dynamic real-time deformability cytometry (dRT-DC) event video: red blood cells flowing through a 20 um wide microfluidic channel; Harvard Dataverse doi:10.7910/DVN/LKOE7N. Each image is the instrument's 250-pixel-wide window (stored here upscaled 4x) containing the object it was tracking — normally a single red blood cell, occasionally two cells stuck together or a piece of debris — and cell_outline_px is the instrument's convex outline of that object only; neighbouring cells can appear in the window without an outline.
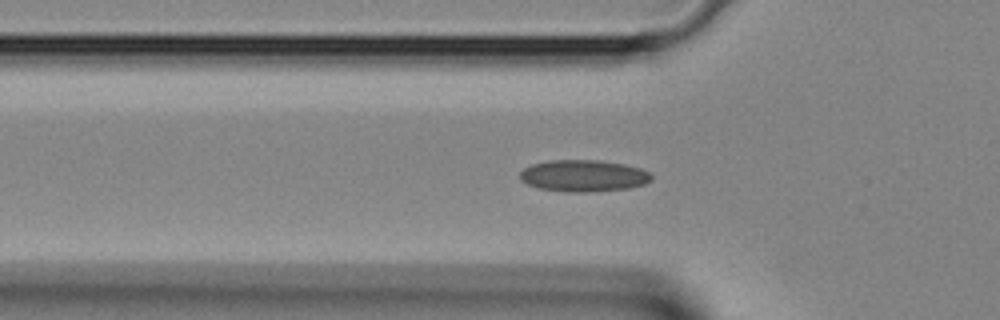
{"species": "Egyptian fruit bat (a non-hibernating species)", "species_latin": "Rousettus aegyptiacus", "temperature_condition": "room temperature", "stored_images_in_passage": 32, "camera_frame_rate_fps": 3000, "um_per_image_px": 0.085, "animal": {"sex": "female"}, "frame": {"image": 1, "passage_image": 4, "time_ms": 1.0, "image_size_px": [1000, 320], "cell_outline_px": [[652, 180], [644, 184], [628, 188], [588, 192], [568, 192], [536, 188], [520, 180], [520, 172], [524, 168], [532, 164], [548, 160], [600, 160], [624, 164], [640, 168], [648, 172], [652, 176]], "centroid_in_image_um": [49.58, 14.94], "position_along_channel_um": 76.2, "area_um2": 24.39}}
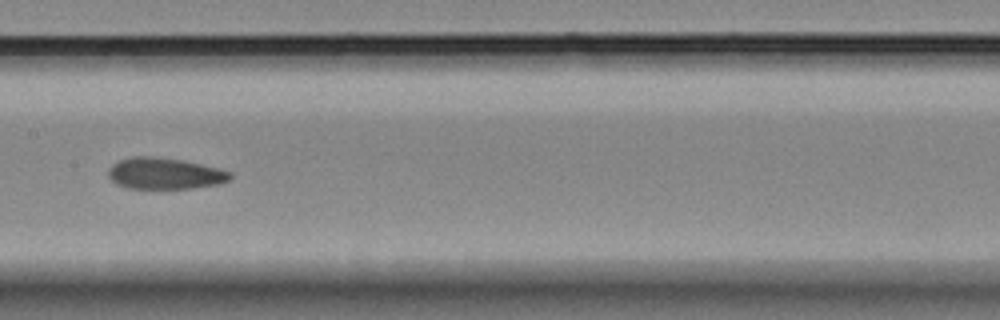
{"frame": {"image": 2, "passage_image": 11, "time_ms": 3.333, "image_size_px": [1000, 320], "cell_outline_px": [[232, 176], [228, 180], [220, 184], [192, 188], [128, 188], [116, 184], [108, 176], [108, 168], [112, 164], [120, 160], [132, 156], [152, 156], [184, 160], [220, 168], [232, 172]], "centroid_in_image_um": [14.01, 14.74], "position_along_channel_um": 193.4, "area_um2": 22.43}}
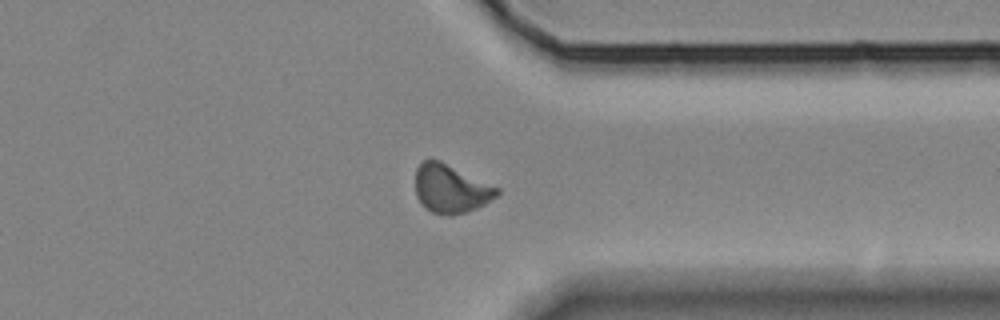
{"frame": {"image": 3, "passage_image": 22, "time_ms": 7.0, "image_size_px": [1000, 320], "cell_outline_px": [[500, 192], [496, 196], [484, 204], [476, 208], [464, 212], [448, 216], [432, 212], [424, 208], [416, 196], [416, 168], [424, 160], [432, 156], [500, 188]], "centroid_in_image_um": [38.29, 16.01], "position_along_channel_um": 373.1, "area_um2": 23.24}}